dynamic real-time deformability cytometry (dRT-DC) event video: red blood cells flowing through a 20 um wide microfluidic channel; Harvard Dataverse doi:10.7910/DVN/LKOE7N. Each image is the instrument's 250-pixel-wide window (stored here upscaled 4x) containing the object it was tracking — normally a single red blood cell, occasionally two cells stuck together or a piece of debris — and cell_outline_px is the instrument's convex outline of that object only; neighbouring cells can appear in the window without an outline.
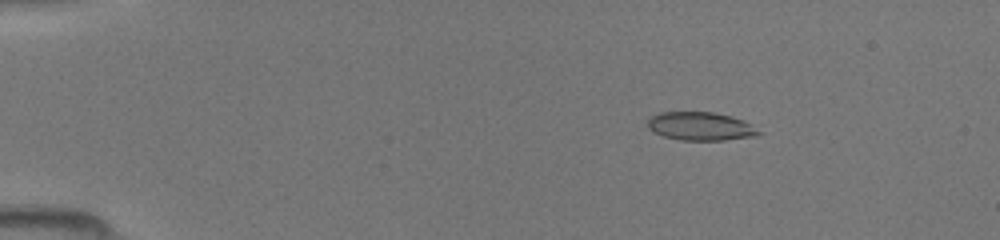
{"species": "common noctule bat (a hibernating species)", "species_latin": "Nyctalus noctula", "temperature_condition": "room temperature", "stored_images_in_passage": 48, "camera_frame_rate_fps": 3000, "um_per_image_px": 0.085, "animal": {"sex": "female", "body_mass_g": 19.5, "forearm_length_mm": 54.1}, "frame": {"image": 1, "passage_image": 8, "time_ms": 2.333, "image_size_px": [1000, 240], "cell_outline_px": [[764, 132], [756, 136], [724, 140], [680, 140], [664, 136], [652, 132], [648, 128], [648, 116], [660, 112], [712, 112], [732, 116], [744, 120]], "centroid_in_image_um": [59.55, 10.73], "position_along_channel_um": 25.4, "area_um2": 18.61}}
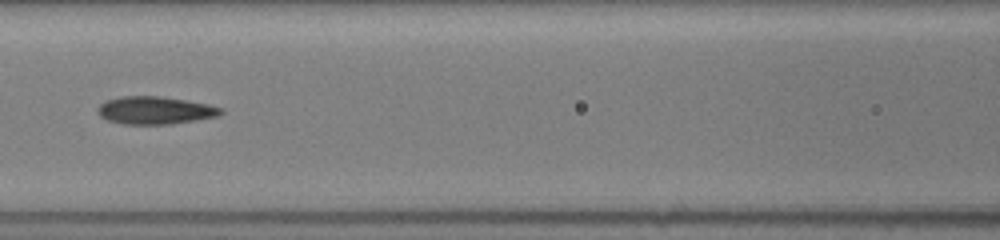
{"frame": {"image": 2, "passage_image": 23, "time_ms": 7.333, "image_size_px": [1000, 240], "cell_outline_px": [[224, 112], [216, 116], [196, 120], [172, 124], [124, 124], [108, 120], [100, 116], [96, 112], [96, 108], [104, 100], [120, 96], [160, 96], [208, 104], [224, 108]], "centroid_in_image_um": [13.15, 9.37], "position_along_channel_um": 153.5, "area_um2": 20.0}}
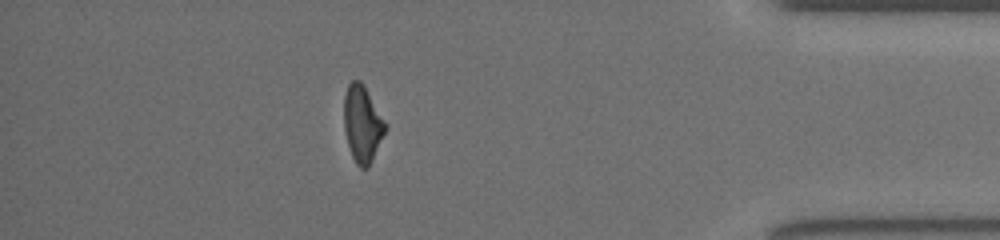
{"frame": {"image": 3, "passage_image": 43, "time_ms": 14.0, "image_size_px": [1000, 240], "cell_outline_px": [[388, 128], [368, 168], [360, 168], [356, 164], [352, 156], [348, 144], [344, 128], [344, 96], [348, 84], [352, 80], [360, 80], [364, 84], [388, 124]], "centroid_in_image_um": [30.83, 10.51], "position_along_channel_um": 404.4, "area_um2": 18.79}}